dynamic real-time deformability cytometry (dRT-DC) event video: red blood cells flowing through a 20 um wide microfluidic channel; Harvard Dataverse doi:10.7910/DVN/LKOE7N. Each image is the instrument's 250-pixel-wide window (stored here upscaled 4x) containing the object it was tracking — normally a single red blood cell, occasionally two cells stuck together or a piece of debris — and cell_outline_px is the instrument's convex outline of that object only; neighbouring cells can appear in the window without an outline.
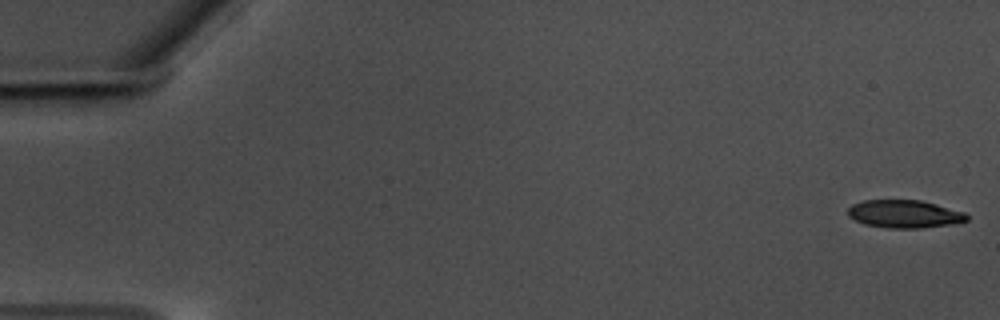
{"species": "common noctule bat (a hibernating species)", "species_latin": "Nyctalus noctula", "temperature_condition": "warm", "stored_images_in_passage": 59, "camera_frame_rate_fps": 3000, "um_per_image_px": 0.085, "animal": {"sex": "male", "body_mass_g": 17.5, "forearm_length_mm": 52.3}, "frame": {"image": 1, "passage_image": 1, "time_ms": 0.0, "image_size_px": [1000, 320], "cell_outline_px": [[968, 220], [952, 224], [920, 228], [888, 228], [864, 224], [848, 216], [848, 208], [852, 204], [864, 200], [920, 200], [936, 204], [964, 212], [968, 216]], "centroid_in_image_um": [76.86, 18.18], "position_along_channel_um": 8.1, "area_um2": 19.25}}
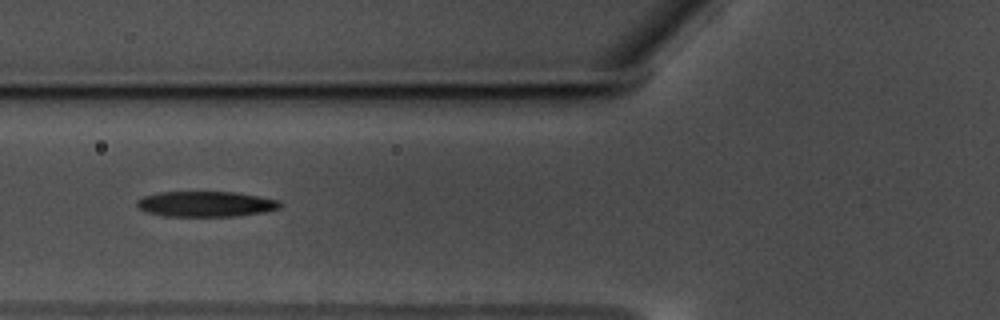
{"frame": {"image": 2, "passage_image": 23, "time_ms": 7.333, "image_size_px": [1000, 320], "cell_outline_px": [[284, 204], [280, 208], [264, 212], [236, 216], [164, 216], [148, 212], [140, 208], [136, 204], [136, 200], [144, 196], [160, 192], [232, 192], [280, 200]], "centroid_in_image_um": [17.52, 17.34], "position_along_channel_um": 108.3, "area_um2": 21.15}}
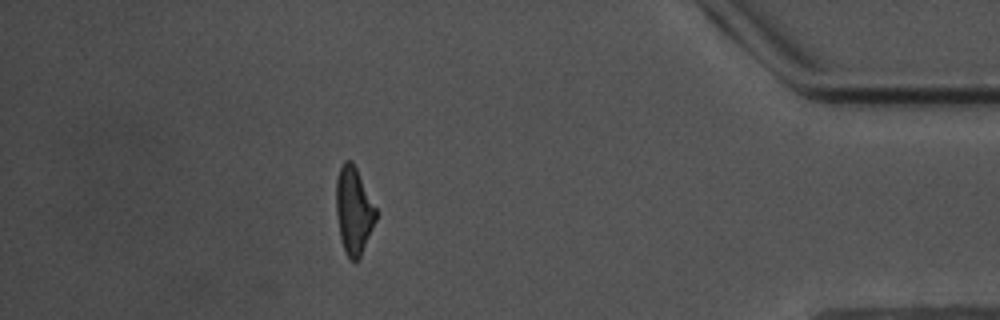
{"frame": {"image": 3, "passage_image": 52, "time_ms": 17.0, "image_size_px": [1000, 320], "cell_outline_px": [[376, 220], [360, 256], [356, 260], [352, 260], [348, 256], [344, 248], [340, 236], [336, 212], [336, 180], [340, 168], [344, 160], [352, 160], [376, 208]], "centroid_in_image_um": [30.05, 17.86], "position_along_channel_um": 405.1, "area_um2": 19.77}, "authors_computed_cell_mechanics": {"area_um2": 21.1548, "velocity_mm_per_s": 3.5179, "shape_relaxation_time_tau1_ms": 4.5019, "shape_relaxation_time_tau2_ms": 4.45, "deformation_change_tau1": 0.1808, "deformation_change_tau2": 0.1579}}